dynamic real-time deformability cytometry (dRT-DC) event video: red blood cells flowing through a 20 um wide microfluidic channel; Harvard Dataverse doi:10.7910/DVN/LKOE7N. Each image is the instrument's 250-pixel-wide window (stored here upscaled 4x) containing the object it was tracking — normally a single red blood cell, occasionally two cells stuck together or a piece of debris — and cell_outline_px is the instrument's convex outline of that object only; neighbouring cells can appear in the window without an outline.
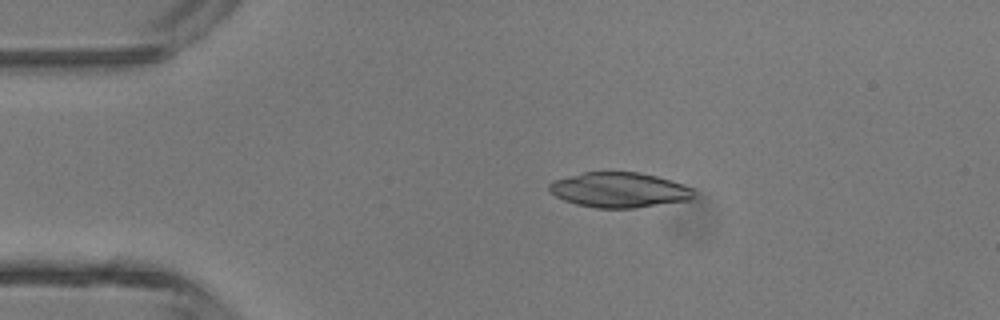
{"species": "common noctule bat (a hibernating species)", "species_latin": "Nyctalus noctula", "temperature_condition": "room temperature", "stored_images_in_passage": 43, "camera_frame_rate_fps": 3000, "um_per_image_px": 0.085, "animal": {"sex": "male", "body_mass_g": 13.3}, "frame": {"image": 1, "passage_image": 6, "time_ms": 1.667, "image_size_px": [1000, 320], "cell_outline_px": [[696, 196], [692, 200], [636, 208], [596, 208], [576, 204], [564, 200], [556, 196], [548, 188], [548, 184], [552, 180], [584, 172], [640, 172], [656, 176], [684, 184], [692, 188], [696, 192]], "centroid_in_image_um": [52.68, 16.15], "position_along_channel_um": 32.3, "area_um2": 29.88}}
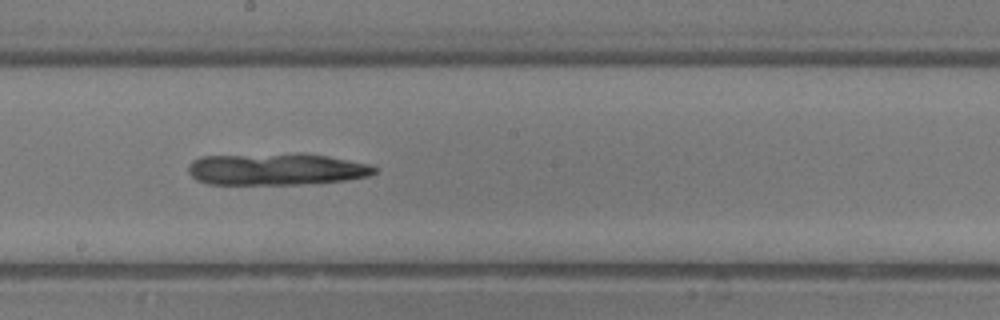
{"frame": {"image": 2, "passage_image": 22, "time_ms": 7.0, "image_size_px": [1000, 320], "cell_outline_px": [[376, 172], [368, 176], [344, 180], [300, 184], [208, 184], [196, 180], [188, 172], [188, 164], [192, 160], [200, 156], [328, 156], [368, 164], [376, 168]], "centroid_in_image_um": [23.42, 14.43], "position_along_channel_um": 224.8, "area_um2": 33.12}}
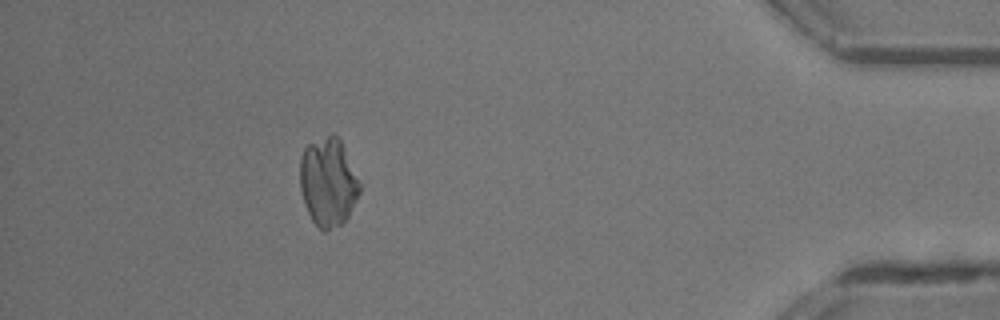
{"frame": {"image": 3, "passage_image": 38, "time_ms": 12.333, "image_size_px": [1000, 320], "cell_outline_px": [[360, 192], [348, 216], [340, 224], [324, 232], [312, 220], [304, 204], [300, 188], [300, 156], [304, 148], [308, 144], [332, 132], [340, 140], [344, 148], [360, 184]], "centroid_in_image_um": [27.86, 15.46], "position_along_channel_um": 407.3, "area_um2": 30.52}}